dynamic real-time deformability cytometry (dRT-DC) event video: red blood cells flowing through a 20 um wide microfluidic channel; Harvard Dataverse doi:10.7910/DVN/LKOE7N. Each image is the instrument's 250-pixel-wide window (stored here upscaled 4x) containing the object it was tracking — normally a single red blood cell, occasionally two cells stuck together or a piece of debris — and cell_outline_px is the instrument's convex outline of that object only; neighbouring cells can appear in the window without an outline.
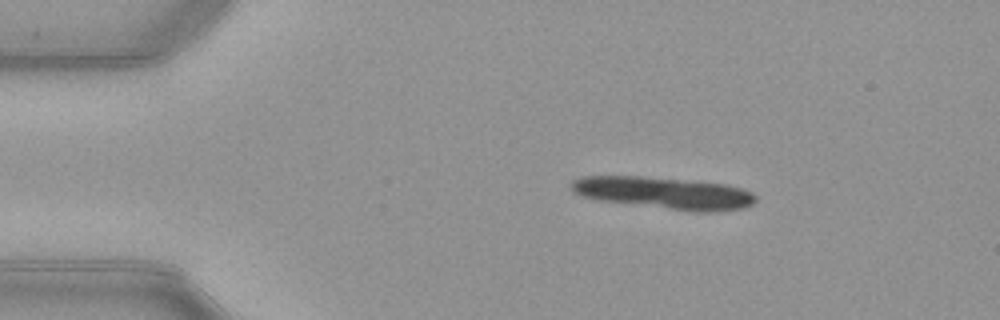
{"species": "common noctule bat (a hibernating species)", "species_latin": "Nyctalus noctula", "temperature_condition": "warm", "stored_images_in_passage": 15, "camera_frame_rate_fps": 3000, "um_per_image_px": 0.085, "animal": {"sex": "female", "body_mass_g": 21.9}, "frame": {"image": 1, "passage_image": 9, "time_ms": 2.667, "image_size_px": [1000, 320], "cell_outline_px": [[756, 200], [752, 204], [744, 208], [716, 212], [692, 212], [596, 200], [580, 196], [572, 192], [568, 184], [572, 180], [580, 176], [640, 176], [724, 184], [740, 188], [752, 192], [756, 196]], "centroid_in_image_um": [56.37, 16.42], "position_along_channel_um": 28.6, "area_um2": 34.74}}